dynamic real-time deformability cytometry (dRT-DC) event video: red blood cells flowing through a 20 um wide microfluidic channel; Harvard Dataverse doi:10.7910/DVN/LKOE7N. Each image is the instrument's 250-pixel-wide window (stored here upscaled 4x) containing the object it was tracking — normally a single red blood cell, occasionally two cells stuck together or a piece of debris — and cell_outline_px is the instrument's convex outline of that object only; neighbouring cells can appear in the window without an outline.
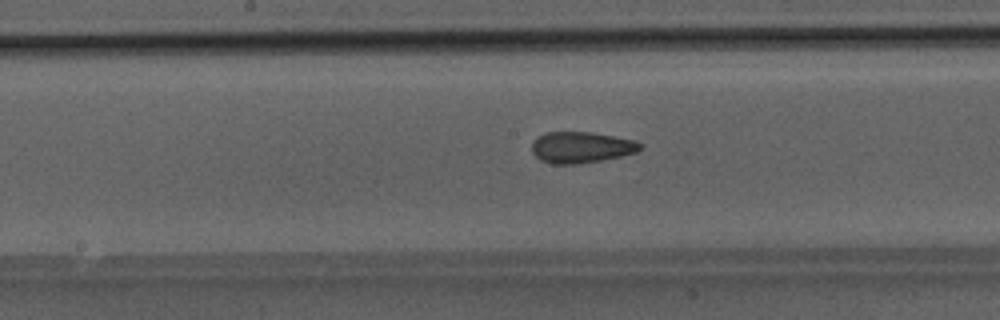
{"species": "Egyptian fruit bat (a non-hibernating species)", "species_latin": "Rousettus aegyptiacus", "temperature_condition": "room temperature", "stored_images_in_passage": 23, "camera_frame_rate_fps": 3000, "um_per_image_px": 0.085, "animal": {"sex": "male"}, "frame": {"image": 1, "passage_image": 10, "time_ms": 3.0, "image_size_px": [1000, 320], "cell_outline_px": [[644, 144], [636, 152], [620, 156], [600, 160], [576, 164], [552, 164], [540, 160], [532, 152], [532, 140], [544, 132], [592, 132], [636, 140]], "centroid_in_image_um": [49.38, 12.51], "position_along_channel_um": 198.8, "area_um2": 19.77}}